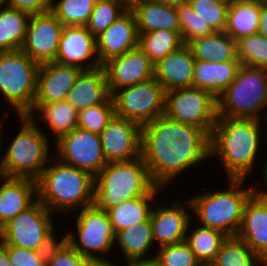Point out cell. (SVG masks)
<instances>
[{
  "mask_svg": "<svg viewBox=\"0 0 267 266\" xmlns=\"http://www.w3.org/2000/svg\"><path fill=\"white\" fill-rule=\"evenodd\" d=\"M261 3H267V0H262Z\"/></svg>",
  "mask_w": 267,
  "mask_h": 266,
  "instance_id": "be15d7a7",
  "label": "cell"
},
{
  "mask_svg": "<svg viewBox=\"0 0 267 266\" xmlns=\"http://www.w3.org/2000/svg\"><path fill=\"white\" fill-rule=\"evenodd\" d=\"M37 201L36 180L8 177L0 184V223L5 225Z\"/></svg>",
  "mask_w": 267,
  "mask_h": 266,
  "instance_id": "7402d4cb",
  "label": "cell"
},
{
  "mask_svg": "<svg viewBox=\"0 0 267 266\" xmlns=\"http://www.w3.org/2000/svg\"><path fill=\"white\" fill-rule=\"evenodd\" d=\"M125 12L121 0H96L86 28L96 37Z\"/></svg>",
  "mask_w": 267,
  "mask_h": 266,
  "instance_id": "f35d334b",
  "label": "cell"
},
{
  "mask_svg": "<svg viewBox=\"0 0 267 266\" xmlns=\"http://www.w3.org/2000/svg\"><path fill=\"white\" fill-rule=\"evenodd\" d=\"M77 266H90V257H84Z\"/></svg>",
  "mask_w": 267,
  "mask_h": 266,
  "instance_id": "9f6ffc18",
  "label": "cell"
},
{
  "mask_svg": "<svg viewBox=\"0 0 267 266\" xmlns=\"http://www.w3.org/2000/svg\"><path fill=\"white\" fill-rule=\"evenodd\" d=\"M161 1L169 3H180V2H185L186 0H161Z\"/></svg>",
  "mask_w": 267,
  "mask_h": 266,
  "instance_id": "6f0895ef",
  "label": "cell"
},
{
  "mask_svg": "<svg viewBox=\"0 0 267 266\" xmlns=\"http://www.w3.org/2000/svg\"><path fill=\"white\" fill-rule=\"evenodd\" d=\"M195 59L187 44L155 64L154 78L165 91L193 87Z\"/></svg>",
  "mask_w": 267,
  "mask_h": 266,
  "instance_id": "44dd1931",
  "label": "cell"
},
{
  "mask_svg": "<svg viewBox=\"0 0 267 266\" xmlns=\"http://www.w3.org/2000/svg\"><path fill=\"white\" fill-rule=\"evenodd\" d=\"M63 27L51 11L30 15L21 50L39 65L54 62Z\"/></svg>",
  "mask_w": 267,
  "mask_h": 266,
  "instance_id": "5bb4252c",
  "label": "cell"
},
{
  "mask_svg": "<svg viewBox=\"0 0 267 266\" xmlns=\"http://www.w3.org/2000/svg\"><path fill=\"white\" fill-rule=\"evenodd\" d=\"M115 115L143 126L164 115L166 91L155 79L116 90Z\"/></svg>",
  "mask_w": 267,
  "mask_h": 266,
  "instance_id": "8fae6325",
  "label": "cell"
},
{
  "mask_svg": "<svg viewBox=\"0 0 267 266\" xmlns=\"http://www.w3.org/2000/svg\"><path fill=\"white\" fill-rule=\"evenodd\" d=\"M127 266H163L160 260L155 256L133 260Z\"/></svg>",
  "mask_w": 267,
  "mask_h": 266,
  "instance_id": "c3c4849f",
  "label": "cell"
},
{
  "mask_svg": "<svg viewBox=\"0 0 267 266\" xmlns=\"http://www.w3.org/2000/svg\"><path fill=\"white\" fill-rule=\"evenodd\" d=\"M195 60L206 62L239 61L236 41L225 31L193 39L187 44Z\"/></svg>",
  "mask_w": 267,
  "mask_h": 266,
  "instance_id": "f546056e",
  "label": "cell"
},
{
  "mask_svg": "<svg viewBox=\"0 0 267 266\" xmlns=\"http://www.w3.org/2000/svg\"><path fill=\"white\" fill-rule=\"evenodd\" d=\"M30 118L37 124L46 122L45 125H48L52 133L45 130L43 132L50 140L53 135V141H57L77 127L78 111L65 100L49 102L43 103Z\"/></svg>",
  "mask_w": 267,
  "mask_h": 266,
  "instance_id": "f1b7e54d",
  "label": "cell"
},
{
  "mask_svg": "<svg viewBox=\"0 0 267 266\" xmlns=\"http://www.w3.org/2000/svg\"><path fill=\"white\" fill-rule=\"evenodd\" d=\"M264 123H265V125L267 124V118H266V120H265ZM266 126H267V125H266ZM266 130H267V129H266ZM265 132H266V133H265V137H266L265 139L267 140V131H265Z\"/></svg>",
  "mask_w": 267,
  "mask_h": 266,
  "instance_id": "91938a15",
  "label": "cell"
},
{
  "mask_svg": "<svg viewBox=\"0 0 267 266\" xmlns=\"http://www.w3.org/2000/svg\"><path fill=\"white\" fill-rule=\"evenodd\" d=\"M149 1L150 0H121L126 11H133L136 7L143 5Z\"/></svg>",
  "mask_w": 267,
  "mask_h": 266,
  "instance_id": "816d5d0a",
  "label": "cell"
},
{
  "mask_svg": "<svg viewBox=\"0 0 267 266\" xmlns=\"http://www.w3.org/2000/svg\"><path fill=\"white\" fill-rule=\"evenodd\" d=\"M13 266H46L36 250L2 244Z\"/></svg>",
  "mask_w": 267,
  "mask_h": 266,
  "instance_id": "ee69618b",
  "label": "cell"
},
{
  "mask_svg": "<svg viewBox=\"0 0 267 266\" xmlns=\"http://www.w3.org/2000/svg\"><path fill=\"white\" fill-rule=\"evenodd\" d=\"M204 24L213 32H224L230 1L186 0Z\"/></svg>",
  "mask_w": 267,
  "mask_h": 266,
  "instance_id": "74e56055",
  "label": "cell"
},
{
  "mask_svg": "<svg viewBox=\"0 0 267 266\" xmlns=\"http://www.w3.org/2000/svg\"><path fill=\"white\" fill-rule=\"evenodd\" d=\"M132 12L139 35L157 30L176 31L181 35L176 3L150 0L136 7Z\"/></svg>",
  "mask_w": 267,
  "mask_h": 266,
  "instance_id": "484cf974",
  "label": "cell"
},
{
  "mask_svg": "<svg viewBox=\"0 0 267 266\" xmlns=\"http://www.w3.org/2000/svg\"><path fill=\"white\" fill-rule=\"evenodd\" d=\"M182 45L181 35L176 31L157 30L139 35V47L154 65Z\"/></svg>",
  "mask_w": 267,
  "mask_h": 266,
  "instance_id": "836d02e7",
  "label": "cell"
},
{
  "mask_svg": "<svg viewBox=\"0 0 267 266\" xmlns=\"http://www.w3.org/2000/svg\"><path fill=\"white\" fill-rule=\"evenodd\" d=\"M56 234L58 233H56V229L53 228L50 232H48V234H46L36 250L44 263L49 262L68 242L67 232L61 236V239H59L60 235L58 236Z\"/></svg>",
  "mask_w": 267,
  "mask_h": 266,
  "instance_id": "7bdbcfd3",
  "label": "cell"
},
{
  "mask_svg": "<svg viewBox=\"0 0 267 266\" xmlns=\"http://www.w3.org/2000/svg\"><path fill=\"white\" fill-rule=\"evenodd\" d=\"M117 245L119 252L122 250V255L124 254L123 259L125 258L126 265L136 259L155 256V253H151L156 245L150 219L117 232L115 234V247Z\"/></svg>",
  "mask_w": 267,
  "mask_h": 266,
  "instance_id": "83f0119b",
  "label": "cell"
},
{
  "mask_svg": "<svg viewBox=\"0 0 267 266\" xmlns=\"http://www.w3.org/2000/svg\"><path fill=\"white\" fill-rule=\"evenodd\" d=\"M3 126H4V124H3V121L1 120L0 121V155L2 154L1 152V150H3V149H1V147H3L2 146V134L4 133L2 130V128H3ZM8 178V175H7V173H6V170H5V165H4V159H3V155L2 156H0V184H2V182L3 181H5L6 179ZM2 181V182H1Z\"/></svg>",
  "mask_w": 267,
  "mask_h": 266,
  "instance_id": "f907efd6",
  "label": "cell"
},
{
  "mask_svg": "<svg viewBox=\"0 0 267 266\" xmlns=\"http://www.w3.org/2000/svg\"><path fill=\"white\" fill-rule=\"evenodd\" d=\"M261 119L217 117L211 134L210 157H217L227 179H247L262 145Z\"/></svg>",
  "mask_w": 267,
  "mask_h": 266,
  "instance_id": "7a4b0ae2",
  "label": "cell"
},
{
  "mask_svg": "<svg viewBox=\"0 0 267 266\" xmlns=\"http://www.w3.org/2000/svg\"><path fill=\"white\" fill-rule=\"evenodd\" d=\"M177 16L180 23L181 38L184 44L193 39L213 33L207 24L199 18L187 1L176 3Z\"/></svg>",
  "mask_w": 267,
  "mask_h": 266,
  "instance_id": "60d3db41",
  "label": "cell"
},
{
  "mask_svg": "<svg viewBox=\"0 0 267 266\" xmlns=\"http://www.w3.org/2000/svg\"><path fill=\"white\" fill-rule=\"evenodd\" d=\"M258 33L267 38V3H261V15Z\"/></svg>",
  "mask_w": 267,
  "mask_h": 266,
  "instance_id": "681fc988",
  "label": "cell"
},
{
  "mask_svg": "<svg viewBox=\"0 0 267 266\" xmlns=\"http://www.w3.org/2000/svg\"><path fill=\"white\" fill-rule=\"evenodd\" d=\"M261 2L233 0L228 8L224 31L235 41L258 33Z\"/></svg>",
  "mask_w": 267,
  "mask_h": 266,
  "instance_id": "4dcf8cb0",
  "label": "cell"
},
{
  "mask_svg": "<svg viewBox=\"0 0 267 266\" xmlns=\"http://www.w3.org/2000/svg\"><path fill=\"white\" fill-rule=\"evenodd\" d=\"M96 0H53L51 12L64 26H86Z\"/></svg>",
  "mask_w": 267,
  "mask_h": 266,
  "instance_id": "d590c367",
  "label": "cell"
},
{
  "mask_svg": "<svg viewBox=\"0 0 267 266\" xmlns=\"http://www.w3.org/2000/svg\"><path fill=\"white\" fill-rule=\"evenodd\" d=\"M264 160H266V161L264 162L265 164H264V167L261 170V172H262V176H263L262 178L264 180L262 186L265 185L264 186L265 188H263V187L261 188V184H260V186L258 184H256V185L254 184L253 189H254L255 195L267 199V158Z\"/></svg>",
  "mask_w": 267,
  "mask_h": 266,
  "instance_id": "7dc6e473",
  "label": "cell"
},
{
  "mask_svg": "<svg viewBox=\"0 0 267 266\" xmlns=\"http://www.w3.org/2000/svg\"><path fill=\"white\" fill-rule=\"evenodd\" d=\"M192 223V221L189 222L185 241L202 265H210L215 260L219 249L228 236L218 230L202 225L195 226L192 229ZM189 230H191L190 234Z\"/></svg>",
  "mask_w": 267,
  "mask_h": 266,
  "instance_id": "d6a6232c",
  "label": "cell"
},
{
  "mask_svg": "<svg viewBox=\"0 0 267 266\" xmlns=\"http://www.w3.org/2000/svg\"><path fill=\"white\" fill-rule=\"evenodd\" d=\"M54 215L37 201L3 225L0 243L37 250L46 234L56 226L53 223Z\"/></svg>",
  "mask_w": 267,
  "mask_h": 266,
  "instance_id": "4fadbf2b",
  "label": "cell"
},
{
  "mask_svg": "<svg viewBox=\"0 0 267 266\" xmlns=\"http://www.w3.org/2000/svg\"><path fill=\"white\" fill-rule=\"evenodd\" d=\"M164 115L176 122L204 129L210 136L217 120V99L200 88L166 91Z\"/></svg>",
  "mask_w": 267,
  "mask_h": 266,
  "instance_id": "30bf717a",
  "label": "cell"
},
{
  "mask_svg": "<svg viewBox=\"0 0 267 266\" xmlns=\"http://www.w3.org/2000/svg\"><path fill=\"white\" fill-rule=\"evenodd\" d=\"M258 266H267V248L258 254Z\"/></svg>",
  "mask_w": 267,
  "mask_h": 266,
  "instance_id": "11a10c76",
  "label": "cell"
},
{
  "mask_svg": "<svg viewBox=\"0 0 267 266\" xmlns=\"http://www.w3.org/2000/svg\"><path fill=\"white\" fill-rule=\"evenodd\" d=\"M55 61L77 66L82 70L101 67L96 50V37L86 26H64Z\"/></svg>",
  "mask_w": 267,
  "mask_h": 266,
  "instance_id": "d6986e66",
  "label": "cell"
},
{
  "mask_svg": "<svg viewBox=\"0 0 267 266\" xmlns=\"http://www.w3.org/2000/svg\"><path fill=\"white\" fill-rule=\"evenodd\" d=\"M111 96L104 68L83 70L68 92L66 100L78 112L103 104Z\"/></svg>",
  "mask_w": 267,
  "mask_h": 266,
  "instance_id": "603a6c76",
  "label": "cell"
},
{
  "mask_svg": "<svg viewBox=\"0 0 267 266\" xmlns=\"http://www.w3.org/2000/svg\"><path fill=\"white\" fill-rule=\"evenodd\" d=\"M186 200L184 204L176 201L168 206L156 202L157 206L152 209L150 221L153 239L158 248L185 241L189 222L193 220L190 213L191 203L189 199Z\"/></svg>",
  "mask_w": 267,
  "mask_h": 266,
  "instance_id": "ac0fdd59",
  "label": "cell"
},
{
  "mask_svg": "<svg viewBox=\"0 0 267 266\" xmlns=\"http://www.w3.org/2000/svg\"><path fill=\"white\" fill-rule=\"evenodd\" d=\"M99 137L107 163L141 157L142 126L132 120L114 115Z\"/></svg>",
  "mask_w": 267,
  "mask_h": 266,
  "instance_id": "9a60e30c",
  "label": "cell"
},
{
  "mask_svg": "<svg viewBox=\"0 0 267 266\" xmlns=\"http://www.w3.org/2000/svg\"><path fill=\"white\" fill-rule=\"evenodd\" d=\"M53 0H10L8 6L29 15L51 11Z\"/></svg>",
  "mask_w": 267,
  "mask_h": 266,
  "instance_id": "f6af8a7d",
  "label": "cell"
},
{
  "mask_svg": "<svg viewBox=\"0 0 267 266\" xmlns=\"http://www.w3.org/2000/svg\"><path fill=\"white\" fill-rule=\"evenodd\" d=\"M156 186L142 156L108 162L94 176V205L107 212L123 202L146 196Z\"/></svg>",
  "mask_w": 267,
  "mask_h": 266,
  "instance_id": "277c9868",
  "label": "cell"
},
{
  "mask_svg": "<svg viewBox=\"0 0 267 266\" xmlns=\"http://www.w3.org/2000/svg\"><path fill=\"white\" fill-rule=\"evenodd\" d=\"M114 115V102L110 96L103 104L91 106L78 112L77 127L100 134Z\"/></svg>",
  "mask_w": 267,
  "mask_h": 266,
  "instance_id": "ab89813d",
  "label": "cell"
},
{
  "mask_svg": "<svg viewBox=\"0 0 267 266\" xmlns=\"http://www.w3.org/2000/svg\"><path fill=\"white\" fill-rule=\"evenodd\" d=\"M102 67L111 95L121 88L154 78L155 65L139 46L123 55L110 58L102 64Z\"/></svg>",
  "mask_w": 267,
  "mask_h": 266,
  "instance_id": "2e32d148",
  "label": "cell"
},
{
  "mask_svg": "<svg viewBox=\"0 0 267 266\" xmlns=\"http://www.w3.org/2000/svg\"><path fill=\"white\" fill-rule=\"evenodd\" d=\"M165 189L166 188L157 185L146 196L123 202L120 205L109 209L107 213L114 233L116 234L130 226H134L150 219L152 209L156 206L154 202L156 203L158 200L157 195Z\"/></svg>",
  "mask_w": 267,
  "mask_h": 266,
  "instance_id": "4316f807",
  "label": "cell"
},
{
  "mask_svg": "<svg viewBox=\"0 0 267 266\" xmlns=\"http://www.w3.org/2000/svg\"><path fill=\"white\" fill-rule=\"evenodd\" d=\"M83 258L84 256L67 242L46 266H77Z\"/></svg>",
  "mask_w": 267,
  "mask_h": 266,
  "instance_id": "bcb514c9",
  "label": "cell"
},
{
  "mask_svg": "<svg viewBox=\"0 0 267 266\" xmlns=\"http://www.w3.org/2000/svg\"><path fill=\"white\" fill-rule=\"evenodd\" d=\"M210 140L204 129L162 115L142 126L141 156L152 180L167 189L174 178L211 158Z\"/></svg>",
  "mask_w": 267,
  "mask_h": 266,
  "instance_id": "6da1fadb",
  "label": "cell"
},
{
  "mask_svg": "<svg viewBox=\"0 0 267 266\" xmlns=\"http://www.w3.org/2000/svg\"><path fill=\"white\" fill-rule=\"evenodd\" d=\"M227 188L219 191L205 190L204 193L189 198L192 215L200 225L218 230L229 236H237L244 208L254 194L253 184L243 185L245 179H227ZM244 186V187H243Z\"/></svg>",
  "mask_w": 267,
  "mask_h": 266,
  "instance_id": "5b68a950",
  "label": "cell"
},
{
  "mask_svg": "<svg viewBox=\"0 0 267 266\" xmlns=\"http://www.w3.org/2000/svg\"><path fill=\"white\" fill-rule=\"evenodd\" d=\"M267 69L242 65L217 98V116L266 120Z\"/></svg>",
  "mask_w": 267,
  "mask_h": 266,
  "instance_id": "52a82bcc",
  "label": "cell"
},
{
  "mask_svg": "<svg viewBox=\"0 0 267 266\" xmlns=\"http://www.w3.org/2000/svg\"><path fill=\"white\" fill-rule=\"evenodd\" d=\"M112 262V263H111ZM90 266H117L113 261L105 258H92L90 257ZM127 266V265H124Z\"/></svg>",
  "mask_w": 267,
  "mask_h": 266,
  "instance_id": "f5cc1de1",
  "label": "cell"
},
{
  "mask_svg": "<svg viewBox=\"0 0 267 266\" xmlns=\"http://www.w3.org/2000/svg\"><path fill=\"white\" fill-rule=\"evenodd\" d=\"M0 266H13L10 262L6 248L0 243Z\"/></svg>",
  "mask_w": 267,
  "mask_h": 266,
  "instance_id": "db71d44e",
  "label": "cell"
},
{
  "mask_svg": "<svg viewBox=\"0 0 267 266\" xmlns=\"http://www.w3.org/2000/svg\"><path fill=\"white\" fill-rule=\"evenodd\" d=\"M10 0H0V6L8 5Z\"/></svg>",
  "mask_w": 267,
  "mask_h": 266,
  "instance_id": "680465c9",
  "label": "cell"
},
{
  "mask_svg": "<svg viewBox=\"0 0 267 266\" xmlns=\"http://www.w3.org/2000/svg\"><path fill=\"white\" fill-rule=\"evenodd\" d=\"M75 215L76 227L67 232L68 243L84 257L107 258L115 249V233L108 213L93 204Z\"/></svg>",
  "mask_w": 267,
  "mask_h": 266,
  "instance_id": "9c48e42d",
  "label": "cell"
},
{
  "mask_svg": "<svg viewBox=\"0 0 267 266\" xmlns=\"http://www.w3.org/2000/svg\"><path fill=\"white\" fill-rule=\"evenodd\" d=\"M255 254L267 248V199L253 194L247 201L237 233Z\"/></svg>",
  "mask_w": 267,
  "mask_h": 266,
  "instance_id": "cb8c5ba5",
  "label": "cell"
},
{
  "mask_svg": "<svg viewBox=\"0 0 267 266\" xmlns=\"http://www.w3.org/2000/svg\"><path fill=\"white\" fill-rule=\"evenodd\" d=\"M30 15L8 5L0 6V52L20 50Z\"/></svg>",
  "mask_w": 267,
  "mask_h": 266,
  "instance_id": "1f68e13d",
  "label": "cell"
},
{
  "mask_svg": "<svg viewBox=\"0 0 267 266\" xmlns=\"http://www.w3.org/2000/svg\"><path fill=\"white\" fill-rule=\"evenodd\" d=\"M240 61L206 62L196 60L193 87L210 92L216 99L235 80Z\"/></svg>",
  "mask_w": 267,
  "mask_h": 266,
  "instance_id": "d4e9b609",
  "label": "cell"
},
{
  "mask_svg": "<svg viewBox=\"0 0 267 266\" xmlns=\"http://www.w3.org/2000/svg\"><path fill=\"white\" fill-rule=\"evenodd\" d=\"M211 266H258V255L238 236L223 242Z\"/></svg>",
  "mask_w": 267,
  "mask_h": 266,
  "instance_id": "e575fe53",
  "label": "cell"
},
{
  "mask_svg": "<svg viewBox=\"0 0 267 266\" xmlns=\"http://www.w3.org/2000/svg\"><path fill=\"white\" fill-rule=\"evenodd\" d=\"M82 71L77 66L56 61L40 65L35 100L26 116L30 117L43 103L66 100L68 92Z\"/></svg>",
  "mask_w": 267,
  "mask_h": 266,
  "instance_id": "e0dca14e",
  "label": "cell"
},
{
  "mask_svg": "<svg viewBox=\"0 0 267 266\" xmlns=\"http://www.w3.org/2000/svg\"><path fill=\"white\" fill-rule=\"evenodd\" d=\"M38 201L52 214L67 216L94 204V176L54 156L36 180Z\"/></svg>",
  "mask_w": 267,
  "mask_h": 266,
  "instance_id": "3957f363",
  "label": "cell"
},
{
  "mask_svg": "<svg viewBox=\"0 0 267 266\" xmlns=\"http://www.w3.org/2000/svg\"><path fill=\"white\" fill-rule=\"evenodd\" d=\"M54 157L59 161L90 172L95 176L107 162L99 134L76 127L54 142Z\"/></svg>",
  "mask_w": 267,
  "mask_h": 266,
  "instance_id": "7c38bea8",
  "label": "cell"
},
{
  "mask_svg": "<svg viewBox=\"0 0 267 266\" xmlns=\"http://www.w3.org/2000/svg\"><path fill=\"white\" fill-rule=\"evenodd\" d=\"M154 250L163 266H203L186 241L156 247Z\"/></svg>",
  "mask_w": 267,
  "mask_h": 266,
  "instance_id": "b9f144b4",
  "label": "cell"
},
{
  "mask_svg": "<svg viewBox=\"0 0 267 266\" xmlns=\"http://www.w3.org/2000/svg\"><path fill=\"white\" fill-rule=\"evenodd\" d=\"M18 117L22 125L3 153L5 170L8 177L37 180L54 156L51 141L29 116Z\"/></svg>",
  "mask_w": 267,
  "mask_h": 266,
  "instance_id": "8992f818",
  "label": "cell"
},
{
  "mask_svg": "<svg viewBox=\"0 0 267 266\" xmlns=\"http://www.w3.org/2000/svg\"><path fill=\"white\" fill-rule=\"evenodd\" d=\"M39 66L21 49L0 52V94L10 106L6 110L13 108L18 116L32 109Z\"/></svg>",
  "mask_w": 267,
  "mask_h": 266,
  "instance_id": "ba28073f",
  "label": "cell"
},
{
  "mask_svg": "<svg viewBox=\"0 0 267 266\" xmlns=\"http://www.w3.org/2000/svg\"><path fill=\"white\" fill-rule=\"evenodd\" d=\"M138 46L139 34L132 11H126L105 31L96 36V50L101 64Z\"/></svg>",
  "mask_w": 267,
  "mask_h": 266,
  "instance_id": "ffe728a7",
  "label": "cell"
},
{
  "mask_svg": "<svg viewBox=\"0 0 267 266\" xmlns=\"http://www.w3.org/2000/svg\"><path fill=\"white\" fill-rule=\"evenodd\" d=\"M237 58L244 66L267 69V38L259 33L236 41Z\"/></svg>",
  "mask_w": 267,
  "mask_h": 266,
  "instance_id": "8d00e7d4",
  "label": "cell"
},
{
  "mask_svg": "<svg viewBox=\"0 0 267 266\" xmlns=\"http://www.w3.org/2000/svg\"><path fill=\"white\" fill-rule=\"evenodd\" d=\"M2 229H3V225L0 223V234L2 232Z\"/></svg>",
  "mask_w": 267,
  "mask_h": 266,
  "instance_id": "94428289",
  "label": "cell"
},
{
  "mask_svg": "<svg viewBox=\"0 0 267 266\" xmlns=\"http://www.w3.org/2000/svg\"><path fill=\"white\" fill-rule=\"evenodd\" d=\"M245 1H256V2H261L262 0H245Z\"/></svg>",
  "mask_w": 267,
  "mask_h": 266,
  "instance_id": "6125c7cd",
  "label": "cell"
}]
</instances>
